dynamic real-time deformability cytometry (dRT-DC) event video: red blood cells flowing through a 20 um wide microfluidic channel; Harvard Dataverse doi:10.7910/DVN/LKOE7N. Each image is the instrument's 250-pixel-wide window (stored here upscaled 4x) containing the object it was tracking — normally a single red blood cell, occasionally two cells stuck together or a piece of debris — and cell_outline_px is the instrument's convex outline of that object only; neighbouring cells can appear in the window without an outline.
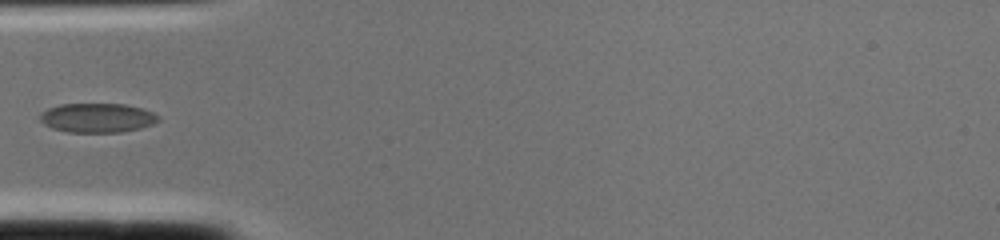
{"species": "common noctule bat (a hibernating species)", "species_latin": "Nyctalus noctula", "temperature_condition": "cold", "stored_images_in_passage": 1, "camera_frame_rate_fps": 3000, "um_per_image_px": 0.085, "animal": {"sex": "female", "body_mass_g": 22.0, "forearm_length_mm": 56.7}, "frame": {"image": 1, "passage_image": 1, "time_ms": 0.0, "image_size_px": [1000, 240], "cell_outline_px": [[160, 120], [152, 124], [140, 128], [120, 132], [68, 132], [52, 128], [44, 124], [40, 120], [40, 112], [48, 108], [60, 104], [124, 104], [144, 108], [160, 116]], "centroid_in_image_um": [8.27, 10.01], "position_along_channel_um": 76.7, "area_um2": 20.29}}